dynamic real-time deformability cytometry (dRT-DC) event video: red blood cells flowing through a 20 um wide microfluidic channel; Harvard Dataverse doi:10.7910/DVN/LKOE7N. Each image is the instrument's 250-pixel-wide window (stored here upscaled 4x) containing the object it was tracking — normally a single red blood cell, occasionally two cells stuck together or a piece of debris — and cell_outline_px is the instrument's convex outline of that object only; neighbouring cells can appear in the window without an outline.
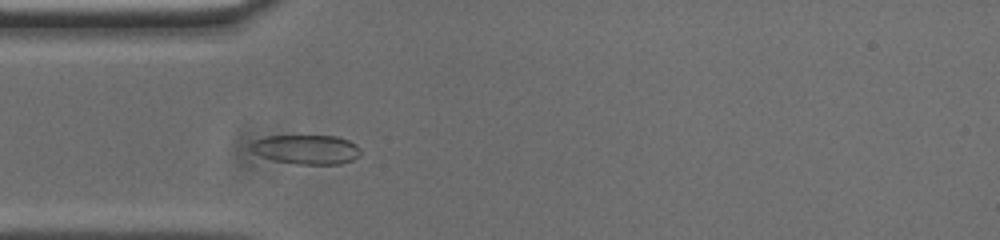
{"species": "common noctule bat (a hibernating species)", "species_latin": "Nyctalus noctula", "temperature_condition": "cold", "stored_images_in_passage": 44, "camera_frame_rate_fps": 3000, "um_per_image_px": 0.085, "animal": {"sex": "male", "body_mass_g": 20.0, "forearm_length_mm": 53.3}, "frame": {"image": 1, "passage_image": 5, "time_ms": 1.333, "image_size_px": [1000, 240], "cell_outline_px": [[360, 156], [352, 160], [340, 164], [296, 164], [276, 160], [252, 152], [252, 140], [268, 136], [336, 136], [348, 140], [356, 144], [360, 148]], "centroid_in_image_um": [26.09, 12.7], "position_along_channel_um": 58.9, "area_um2": 18.61}}
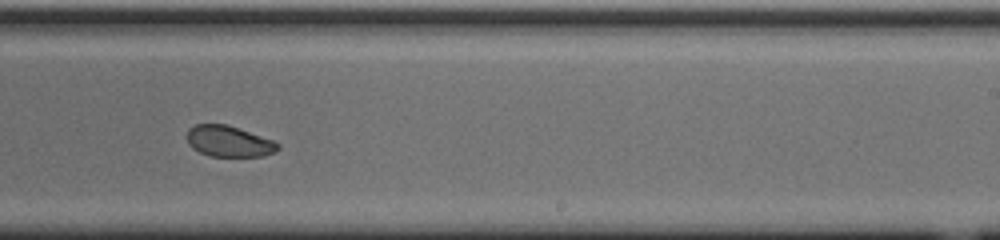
{"frame": {"image": 2, "passage_image": 22, "time_ms": 7.0, "image_size_px": [1000, 240], "cell_outline_px": [[280, 148], [276, 152], [264, 156], [208, 156], [192, 148], [188, 144], [188, 128], [196, 124], [228, 124], [272, 140], [280, 144]], "centroid_in_image_um": [19.46, 12.01], "position_along_channel_um": 269.5, "area_um2": 16.47}}
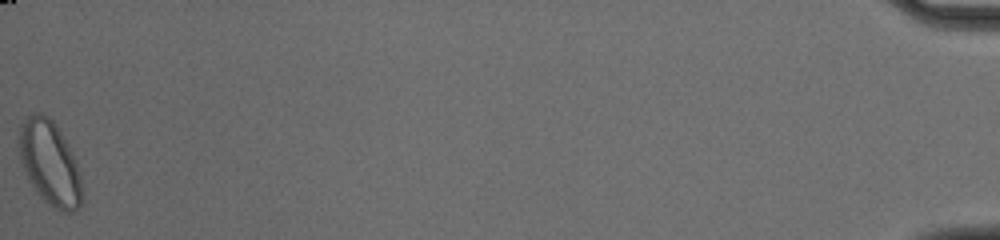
{"frame": {"image": 3, "passage_image": 44, "time_ms": 14.333, "image_size_px": [1000, 240], "cell_outline_px": [[80, 204], [72, 212], [64, 212], [48, 204], [36, 192], [28, 180], [20, 164], [16, 152], [16, 140], [20, 124], [32, 112], [40, 112], [48, 116], [56, 124], [76, 164], [80, 176]], "centroid_in_image_um": [4.11, 13.8], "position_along_channel_um": 431.1, "area_um2": 30.98}, "authors_computed_cell_mechanics": {"area_um2": 18.1781, "velocity_mm_per_s": 3.7232, "shape_relaxation_time_tau1_ms": 3.2118, "shape_relaxation_time_tau2_ms": 6.7468, "deformation_change_tau1": 0.0748, "deformation_change_tau2": 0.0994}}